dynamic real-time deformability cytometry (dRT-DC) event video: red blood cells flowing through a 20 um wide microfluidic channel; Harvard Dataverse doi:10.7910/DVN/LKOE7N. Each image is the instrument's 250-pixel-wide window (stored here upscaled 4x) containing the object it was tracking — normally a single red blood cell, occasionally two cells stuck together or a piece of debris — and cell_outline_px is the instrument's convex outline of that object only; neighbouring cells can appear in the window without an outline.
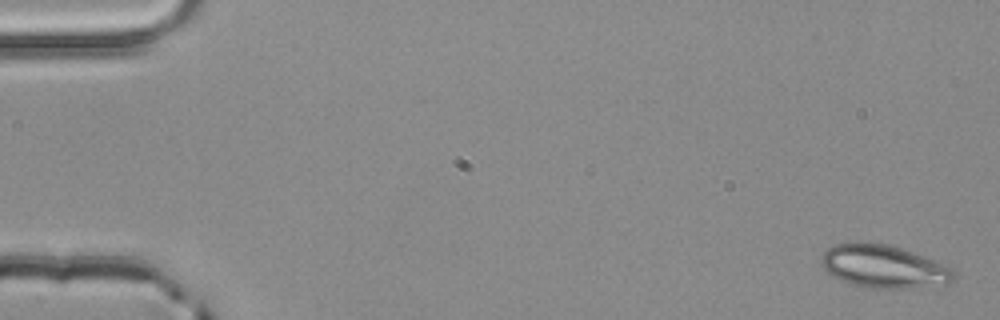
{"species": "common noctule bat (a hibernating species)", "species_latin": "Nyctalus noctula", "temperature_condition": "room temperature", "stored_images_in_passage": 4, "camera_frame_rate_fps": 3000, "um_per_image_px": 0.085, "animal": {"sex": "male", "body_mass_g": 20.4}, "frame": {"image": 1, "passage_image": 1, "time_ms": 0.0, "image_size_px": [1000, 320], "cell_outline_px": [[956, 276], [948, 284], [908, 288], [864, 288], [848, 284], [832, 276], [820, 264], [820, 256], [828, 248], [836, 244], [856, 240], [872, 240], [888, 244], [936, 260], [956, 272]], "centroid_in_image_um": [75.05, 22.63], "position_along_channel_um": 9.9, "area_um2": 33.93}}